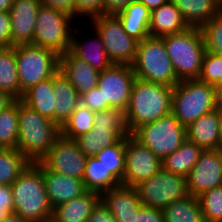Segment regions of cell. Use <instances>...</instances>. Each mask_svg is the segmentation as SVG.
Instances as JSON below:
<instances>
[{"instance_id": "obj_1", "label": "cell", "mask_w": 222, "mask_h": 222, "mask_svg": "<svg viewBox=\"0 0 222 222\" xmlns=\"http://www.w3.org/2000/svg\"><path fill=\"white\" fill-rule=\"evenodd\" d=\"M13 212L32 222H50L53 208L49 203L42 163L31 162L12 183Z\"/></svg>"}, {"instance_id": "obj_2", "label": "cell", "mask_w": 222, "mask_h": 222, "mask_svg": "<svg viewBox=\"0 0 222 222\" xmlns=\"http://www.w3.org/2000/svg\"><path fill=\"white\" fill-rule=\"evenodd\" d=\"M18 115L17 149L30 162H39L60 135V127L20 99L18 100Z\"/></svg>"}, {"instance_id": "obj_3", "label": "cell", "mask_w": 222, "mask_h": 222, "mask_svg": "<svg viewBox=\"0 0 222 222\" xmlns=\"http://www.w3.org/2000/svg\"><path fill=\"white\" fill-rule=\"evenodd\" d=\"M174 87L135 79L126 108L132 133L142 125L171 113Z\"/></svg>"}, {"instance_id": "obj_4", "label": "cell", "mask_w": 222, "mask_h": 222, "mask_svg": "<svg viewBox=\"0 0 222 222\" xmlns=\"http://www.w3.org/2000/svg\"><path fill=\"white\" fill-rule=\"evenodd\" d=\"M165 43L177 79H198L202 69V61L206 52V44L201 28L189 27L178 34L161 37Z\"/></svg>"}, {"instance_id": "obj_5", "label": "cell", "mask_w": 222, "mask_h": 222, "mask_svg": "<svg viewBox=\"0 0 222 222\" xmlns=\"http://www.w3.org/2000/svg\"><path fill=\"white\" fill-rule=\"evenodd\" d=\"M126 109L110 107L96 112L94 126L86 134L75 139L79 149L87 157H93L103 148L118 143L123 137L132 136Z\"/></svg>"}, {"instance_id": "obj_6", "label": "cell", "mask_w": 222, "mask_h": 222, "mask_svg": "<svg viewBox=\"0 0 222 222\" xmlns=\"http://www.w3.org/2000/svg\"><path fill=\"white\" fill-rule=\"evenodd\" d=\"M137 79L175 87L180 81L160 37H147L138 42L136 58L132 64Z\"/></svg>"}, {"instance_id": "obj_7", "label": "cell", "mask_w": 222, "mask_h": 222, "mask_svg": "<svg viewBox=\"0 0 222 222\" xmlns=\"http://www.w3.org/2000/svg\"><path fill=\"white\" fill-rule=\"evenodd\" d=\"M215 109V86L193 79L174 87L171 112L185 127Z\"/></svg>"}, {"instance_id": "obj_8", "label": "cell", "mask_w": 222, "mask_h": 222, "mask_svg": "<svg viewBox=\"0 0 222 222\" xmlns=\"http://www.w3.org/2000/svg\"><path fill=\"white\" fill-rule=\"evenodd\" d=\"M21 94L59 71V55L52 49L32 44L15 45Z\"/></svg>"}, {"instance_id": "obj_9", "label": "cell", "mask_w": 222, "mask_h": 222, "mask_svg": "<svg viewBox=\"0 0 222 222\" xmlns=\"http://www.w3.org/2000/svg\"><path fill=\"white\" fill-rule=\"evenodd\" d=\"M75 19L63 11L41 6L37 13L31 44L52 49L58 55L66 53L71 47L73 31L80 33L77 27L71 28Z\"/></svg>"}, {"instance_id": "obj_10", "label": "cell", "mask_w": 222, "mask_h": 222, "mask_svg": "<svg viewBox=\"0 0 222 222\" xmlns=\"http://www.w3.org/2000/svg\"><path fill=\"white\" fill-rule=\"evenodd\" d=\"M132 136L163 160L186 140V127L180 124L171 112L137 128Z\"/></svg>"}, {"instance_id": "obj_11", "label": "cell", "mask_w": 222, "mask_h": 222, "mask_svg": "<svg viewBox=\"0 0 222 222\" xmlns=\"http://www.w3.org/2000/svg\"><path fill=\"white\" fill-rule=\"evenodd\" d=\"M93 30L97 31L113 64L132 65L136 58L138 41L124 32L120 20L115 15L91 17Z\"/></svg>"}, {"instance_id": "obj_12", "label": "cell", "mask_w": 222, "mask_h": 222, "mask_svg": "<svg viewBox=\"0 0 222 222\" xmlns=\"http://www.w3.org/2000/svg\"><path fill=\"white\" fill-rule=\"evenodd\" d=\"M143 206L158 209L189 195L187 177L167 172L162 168L148 180L135 186Z\"/></svg>"}, {"instance_id": "obj_13", "label": "cell", "mask_w": 222, "mask_h": 222, "mask_svg": "<svg viewBox=\"0 0 222 222\" xmlns=\"http://www.w3.org/2000/svg\"><path fill=\"white\" fill-rule=\"evenodd\" d=\"M160 160L148 147L133 136L125 137V170L122 184L135 187L162 168Z\"/></svg>"}, {"instance_id": "obj_14", "label": "cell", "mask_w": 222, "mask_h": 222, "mask_svg": "<svg viewBox=\"0 0 222 222\" xmlns=\"http://www.w3.org/2000/svg\"><path fill=\"white\" fill-rule=\"evenodd\" d=\"M87 158L75 140L60 134L40 162L50 171L83 180Z\"/></svg>"}, {"instance_id": "obj_15", "label": "cell", "mask_w": 222, "mask_h": 222, "mask_svg": "<svg viewBox=\"0 0 222 222\" xmlns=\"http://www.w3.org/2000/svg\"><path fill=\"white\" fill-rule=\"evenodd\" d=\"M135 79L132 65L112 64L100 72L97 87L102 93L103 103H108V108L126 109Z\"/></svg>"}, {"instance_id": "obj_16", "label": "cell", "mask_w": 222, "mask_h": 222, "mask_svg": "<svg viewBox=\"0 0 222 222\" xmlns=\"http://www.w3.org/2000/svg\"><path fill=\"white\" fill-rule=\"evenodd\" d=\"M222 185V149L203 150L187 176V190L198 197L203 192Z\"/></svg>"}, {"instance_id": "obj_17", "label": "cell", "mask_w": 222, "mask_h": 222, "mask_svg": "<svg viewBox=\"0 0 222 222\" xmlns=\"http://www.w3.org/2000/svg\"><path fill=\"white\" fill-rule=\"evenodd\" d=\"M40 0H14L9 10L11 17V46L31 44Z\"/></svg>"}, {"instance_id": "obj_18", "label": "cell", "mask_w": 222, "mask_h": 222, "mask_svg": "<svg viewBox=\"0 0 222 222\" xmlns=\"http://www.w3.org/2000/svg\"><path fill=\"white\" fill-rule=\"evenodd\" d=\"M59 71L77 90L79 96L91 91L98 84L100 72L70 50L59 55Z\"/></svg>"}, {"instance_id": "obj_19", "label": "cell", "mask_w": 222, "mask_h": 222, "mask_svg": "<svg viewBox=\"0 0 222 222\" xmlns=\"http://www.w3.org/2000/svg\"><path fill=\"white\" fill-rule=\"evenodd\" d=\"M117 222H137L138 208L142 205L135 187L119 185L100 196Z\"/></svg>"}, {"instance_id": "obj_20", "label": "cell", "mask_w": 222, "mask_h": 222, "mask_svg": "<svg viewBox=\"0 0 222 222\" xmlns=\"http://www.w3.org/2000/svg\"><path fill=\"white\" fill-rule=\"evenodd\" d=\"M42 172L48 200L52 208L68 202L87 191L83 180L50 171L43 164Z\"/></svg>"}, {"instance_id": "obj_21", "label": "cell", "mask_w": 222, "mask_h": 222, "mask_svg": "<svg viewBox=\"0 0 222 222\" xmlns=\"http://www.w3.org/2000/svg\"><path fill=\"white\" fill-rule=\"evenodd\" d=\"M186 139L203 150L221 149L219 111L215 109L189 124L186 127Z\"/></svg>"}, {"instance_id": "obj_22", "label": "cell", "mask_w": 222, "mask_h": 222, "mask_svg": "<svg viewBox=\"0 0 222 222\" xmlns=\"http://www.w3.org/2000/svg\"><path fill=\"white\" fill-rule=\"evenodd\" d=\"M188 28L189 26L183 20L180 11L171 0L151 11L149 22V36L151 37L161 38L166 35L178 34Z\"/></svg>"}, {"instance_id": "obj_23", "label": "cell", "mask_w": 222, "mask_h": 222, "mask_svg": "<svg viewBox=\"0 0 222 222\" xmlns=\"http://www.w3.org/2000/svg\"><path fill=\"white\" fill-rule=\"evenodd\" d=\"M53 89L56 100L54 122L61 128L80 104V96L60 71L53 76Z\"/></svg>"}, {"instance_id": "obj_24", "label": "cell", "mask_w": 222, "mask_h": 222, "mask_svg": "<svg viewBox=\"0 0 222 222\" xmlns=\"http://www.w3.org/2000/svg\"><path fill=\"white\" fill-rule=\"evenodd\" d=\"M99 201L100 195L98 193L86 191L84 194L53 208L50 222H87L92 209Z\"/></svg>"}, {"instance_id": "obj_25", "label": "cell", "mask_w": 222, "mask_h": 222, "mask_svg": "<svg viewBox=\"0 0 222 222\" xmlns=\"http://www.w3.org/2000/svg\"><path fill=\"white\" fill-rule=\"evenodd\" d=\"M115 16L120 20L124 32L138 42L149 37L151 11L139 1L131 2Z\"/></svg>"}, {"instance_id": "obj_26", "label": "cell", "mask_w": 222, "mask_h": 222, "mask_svg": "<svg viewBox=\"0 0 222 222\" xmlns=\"http://www.w3.org/2000/svg\"><path fill=\"white\" fill-rule=\"evenodd\" d=\"M189 27L202 28L222 8L215 0H171Z\"/></svg>"}, {"instance_id": "obj_27", "label": "cell", "mask_w": 222, "mask_h": 222, "mask_svg": "<svg viewBox=\"0 0 222 222\" xmlns=\"http://www.w3.org/2000/svg\"><path fill=\"white\" fill-rule=\"evenodd\" d=\"M95 37L89 41H81L72 34L70 51L79 59L90 64L93 69L102 72L109 68L113 63L108 58L101 37L97 33ZM74 35V36H73Z\"/></svg>"}, {"instance_id": "obj_28", "label": "cell", "mask_w": 222, "mask_h": 222, "mask_svg": "<svg viewBox=\"0 0 222 222\" xmlns=\"http://www.w3.org/2000/svg\"><path fill=\"white\" fill-rule=\"evenodd\" d=\"M202 152L201 147L186 139L176 151L162 160V169L187 177Z\"/></svg>"}, {"instance_id": "obj_29", "label": "cell", "mask_w": 222, "mask_h": 222, "mask_svg": "<svg viewBox=\"0 0 222 222\" xmlns=\"http://www.w3.org/2000/svg\"><path fill=\"white\" fill-rule=\"evenodd\" d=\"M20 100L36 112L54 121V104L56 100L53 89V76L25 91Z\"/></svg>"}, {"instance_id": "obj_30", "label": "cell", "mask_w": 222, "mask_h": 222, "mask_svg": "<svg viewBox=\"0 0 222 222\" xmlns=\"http://www.w3.org/2000/svg\"><path fill=\"white\" fill-rule=\"evenodd\" d=\"M87 191L98 193L100 196L121 183L95 157H88L83 175Z\"/></svg>"}, {"instance_id": "obj_31", "label": "cell", "mask_w": 222, "mask_h": 222, "mask_svg": "<svg viewBox=\"0 0 222 222\" xmlns=\"http://www.w3.org/2000/svg\"><path fill=\"white\" fill-rule=\"evenodd\" d=\"M165 222H205L197 197L188 196L162 209Z\"/></svg>"}, {"instance_id": "obj_32", "label": "cell", "mask_w": 222, "mask_h": 222, "mask_svg": "<svg viewBox=\"0 0 222 222\" xmlns=\"http://www.w3.org/2000/svg\"><path fill=\"white\" fill-rule=\"evenodd\" d=\"M0 91H7L17 100L22 98L15 58V46L0 47Z\"/></svg>"}, {"instance_id": "obj_33", "label": "cell", "mask_w": 222, "mask_h": 222, "mask_svg": "<svg viewBox=\"0 0 222 222\" xmlns=\"http://www.w3.org/2000/svg\"><path fill=\"white\" fill-rule=\"evenodd\" d=\"M30 163L17 148H0V184L12 185Z\"/></svg>"}, {"instance_id": "obj_34", "label": "cell", "mask_w": 222, "mask_h": 222, "mask_svg": "<svg viewBox=\"0 0 222 222\" xmlns=\"http://www.w3.org/2000/svg\"><path fill=\"white\" fill-rule=\"evenodd\" d=\"M94 116L95 112L79 104L60 128V134L65 138L75 140L93 128Z\"/></svg>"}, {"instance_id": "obj_35", "label": "cell", "mask_w": 222, "mask_h": 222, "mask_svg": "<svg viewBox=\"0 0 222 222\" xmlns=\"http://www.w3.org/2000/svg\"><path fill=\"white\" fill-rule=\"evenodd\" d=\"M18 100L0 112V148H17Z\"/></svg>"}, {"instance_id": "obj_36", "label": "cell", "mask_w": 222, "mask_h": 222, "mask_svg": "<svg viewBox=\"0 0 222 222\" xmlns=\"http://www.w3.org/2000/svg\"><path fill=\"white\" fill-rule=\"evenodd\" d=\"M95 157L122 184L125 170V137L118 143L103 148Z\"/></svg>"}, {"instance_id": "obj_37", "label": "cell", "mask_w": 222, "mask_h": 222, "mask_svg": "<svg viewBox=\"0 0 222 222\" xmlns=\"http://www.w3.org/2000/svg\"><path fill=\"white\" fill-rule=\"evenodd\" d=\"M197 198L205 222L222 221V185L203 192Z\"/></svg>"}, {"instance_id": "obj_38", "label": "cell", "mask_w": 222, "mask_h": 222, "mask_svg": "<svg viewBox=\"0 0 222 222\" xmlns=\"http://www.w3.org/2000/svg\"><path fill=\"white\" fill-rule=\"evenodd\" d=\"M199 81L216 86L222 83V56L206 50Z\"/></svg>"}, {"instance_id": "obj_39", "label": "cell", "mask_w": 222, "mask_h": 222, "mask_svg": "<svg viewBox=\"0 0 222 222\" xmlns=\"http://www.w3.org/2000/svg\"><path fill=\"white\" fill-rule=\"evenodd\" d=\"M206 50L222 56V11L202 28Z\"/></svg>"}, {"instance_id": "obj_40", "label": "cell", "mask_w": 222, "mask_h": 222, "mask_svg": "<svg viewBox=\"0 0 222 222\" xmlns=\"http://www.w3.org/2000/svg\"><path fill=\"white\" fill-rule=\"evenodd\" d=\"M103 14V0H76V19Z\"/></svg>"}, {"instance_id": "obj_41", "label": "cell", "mask_w": 222, "mask_h": 222, "mask_svg": "<svg viewBox=\"0 0 222 222\" xmlns=\"http://www.w3.org/2000/svg\"><path fill=\"white\" fill-rule=\"evenodd\" d=\"M80 104L95 113L108 108V103H103L102 93L97 86L80 96Z\"/></svg>"}, {"instance_id": "obj_42", "label": "cell", "mask_w": 222, "mask_h": 222, "mask_svg": "<svg viewBox=\"0 0 222 222\" xmlns=\"http://www.w3.org/2000/svg\"><path fill=\"white\" fill-rule=\"evenodd\" d=\"M13 194L11 185L0 184V222L8 213H13Z\"/></svg>"}, {"instance_id": "obj_43", "label": "cell", "mask_w": 222, "mask_h": 222, "mask_svg": "<svg viewBox=\"0 0 222 222\" xmlns=\"http://www.w3.org/2000/svg\"><path fill=\"white\" fill-rule=\"evenodd\" d=\"M0 47H11V17L5 11H0Z\"/></svg>"}, {"instance_id": "obj_44", "label": "cell", "mask_w": 222, "mask_h": 222, "mask_svg": "<svg viewBox=\"0 0 222 222\" xmlns=\"http://www.w3.org/2000/svg\"><path fill=\"white\" fill-rule=\"evenodd\" d=\"M87 222H117L110 210L100 200L92 209Z\"/></svg>"}, {"instance_id": "obj_45", "label": "cell", "mask_w": 222, "mask_h": 222, "mask_svg": "<svg viewBox=\"0 0 222 222\" xmlns=\"http://www.w3.org/2000/svg\"><path fill=\"white\" fill-rule=\"evenodd\" d=\"M42 6L57 9L76 17V0H40Z\"/></svg>"}, {"instance_id": "obj_46", "label": "cell", "mask_w": 222, "mask_h": 222, "mask_svg": "<svg viewBox=\"0 0 222 222\" xmlns=\"http://www.w3.org/2000/svg\"><path fill=\"white\" fill-rule=\"evenodd\" d=\"M137 222H165L162 209L141 205Z\"/></svg>"}, {"instance_id": "obj_47", "label": "cell", "mask_w": 222, "mask_h": 222, "mask_svg": "<svg viewBox=\"0 0 222 222\" xmlns=\"http://www.w3.org/2000/svg\"><path fill=\"white\" fill-rule=\"evenodd\" d=\"M136 0H103V15H116Z\"/></svg>"}, {"instance_id": "obj_48", "label": "cell", "mask_w": 222, "mask_h": 222, "mask_svg": "<svg viewBox=\"0 0 222 222\" xmlns=\"http://www.w3.org/2000/svg\"><path fill=\"white\" fill-rule=\"evenodd\" d=\"M17 99L7 91H0V112L12 105Z\"/></svg>"}, {"instance_id": "obj_49", "label": "cell", "mask_w": 222, "mask_h": 222, "mask_svg": "<svg viewBox=\"0 0 222 222\" xmlns=\"http://www.w3.org/2000/svg\"><path fill=\"white\" fill-rule=\"evenodd\" d=\"M146 6L150 11L160 7L161 5L167 3L169 0H137Z\"/></svg>"}, {"instance_id": "obj_50", "label": "cell", "mask_w": 222, "mask_h": 222, "mask_svg": "<svg viewBox=\"0 0 222 222\" xmlns=\"http://www.w3.org/2000/svg\"><path fill=\"white\" fill-rule=\"evenodd\" d=\"M1 222H32L16 213H8Z\"/></svg>"}, {"instance_id": "obj_51", "label": "cell", "mask_w": 222, "mask_h": 222, "mask_svg": "<svg viewBox=\"0 0 222 222\" xmlns=\"http://www.w3.org/2000/svg\"><path fill=\"white\" fill-rule=\"evenodd\" d=\"M215 107L216 110L222 111V85L215 86Z\"/></svg>"}, {"instance_id": "obj_52", "label": "cell", "mask_w": 222, "mask_h": 222, "mask_svg": "<svg viewBox=\"0 0 222 222\" xmlns=\"http://www.w3.org/2000/svg\"><path fill=\"white\" fill-rule=\"evenodd\" d=\"M14 0H0V11L9 12Z\"/></svg>"}, {"instance_id": "obj_53", "label": "cell", "mask_w": 222, "mask_h": 222, "mask_svg": "<svg viewBox=\"0 0 222 222\" xmlns=\"http://www.w3.org/2000/svg\"><path fill=\"white\" fill-rule=\"evenodd\" d=\"M219 127H220L221 149H222V111H219Z\"/></svg>"}, {"instance_id": "obj_54", "label": "cell", "mask_w": 222, "mask_h": 222, "mask_svg": "<svg viewBox=\"0 0 222 222\" xmlns=\"http://www.w3.org/2000/svg\"><path fill=\"white\" fill-rule=\"evenodd\" d=\"M217 3H218V5L222 8V0H215Z\"/></svg>"}]
</instances>
